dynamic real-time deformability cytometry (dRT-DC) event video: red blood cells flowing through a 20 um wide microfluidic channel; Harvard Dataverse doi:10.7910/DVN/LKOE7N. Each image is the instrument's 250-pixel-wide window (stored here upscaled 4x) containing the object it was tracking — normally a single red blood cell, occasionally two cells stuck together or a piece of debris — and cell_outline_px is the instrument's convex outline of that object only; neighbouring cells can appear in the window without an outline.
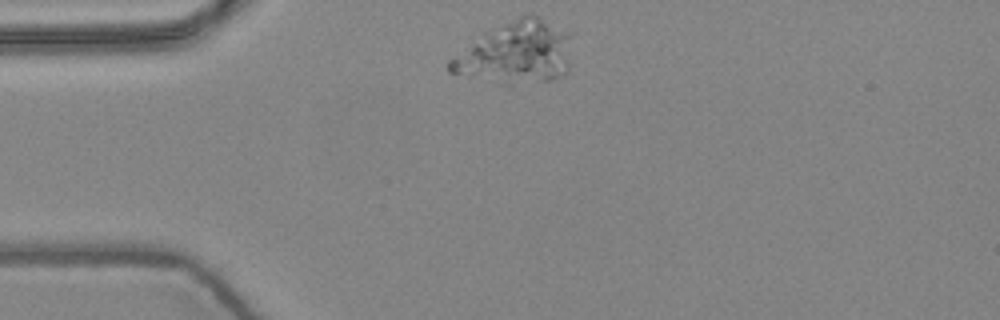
{"species": "common noctule bat (a hibernating species)", "species_latin": "Nyctalus noctula", "temperature_condition": "warm", "stored_images_in_passage": 2, "camera_frame_rate_fps": 3000, "um_per_image_px": 0.085, "animal": {"sex": "female", "body_mass_g": 24.6, "forearm_length_mm": 56.2}, "frame": {"image": 1, "passage_image": 1, "time_ms": 0.0, "image_size_px": [1000, 320], "cell_outline_px": [[572, 64], [568, 72], [552, 80], [540, 80], [448, 72], [448, 60], [500, 24], [524, 12], [532, 12], [572, 36]], "centroid_in_image_um": [44.03, 4.33], "position_along_channel_um": 41.0, "area_um2": 41.67}}